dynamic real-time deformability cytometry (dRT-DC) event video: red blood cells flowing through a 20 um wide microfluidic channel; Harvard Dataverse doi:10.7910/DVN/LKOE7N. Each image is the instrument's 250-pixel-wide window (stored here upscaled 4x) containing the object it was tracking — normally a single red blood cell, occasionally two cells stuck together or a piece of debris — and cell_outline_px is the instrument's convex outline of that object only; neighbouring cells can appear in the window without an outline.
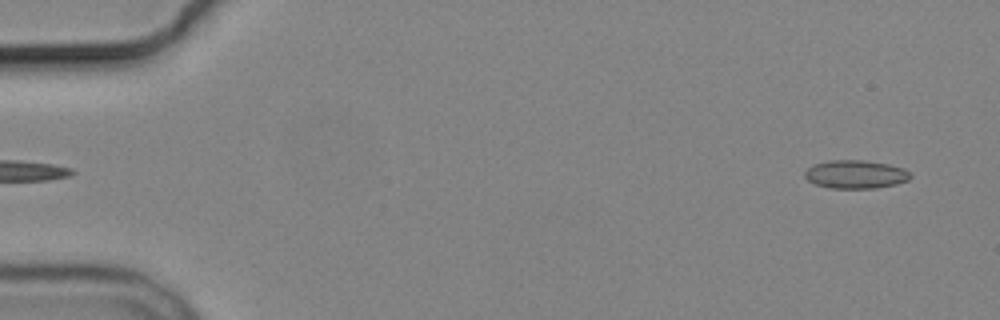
{"species": "common noctule bat (a hibernating species)", "species_latin": "Nyctalus noctula", "temperature_condition": "cold", "stored_images_in_passage": 5, "segment_of_instrument_passage": [2, 2], "camera_frame_rate_fps": 3000, "um_per_image_px": 0.085, "animal": {"sex": "male", "body_mass_g": 19.2, "forearm_length_mm": 51.8}, "frame": {"image": 1, "passage_image": 5, "time_ms": 5.667, "image_size_px": [1000, 320], "cell_outline_px": [[912, 176], [908, 180], [896, 184], [876, 188], [828, 188], [816, 184], [808, 180], [804, 176], [804, 172], [812, 164], [828, 160], [864, 160], [888, 164], [904, 168]], "centroid_in_image_um": [72.71, 14.81], "position_along_channel_um": 12.3, "area_um2": 17.51}}